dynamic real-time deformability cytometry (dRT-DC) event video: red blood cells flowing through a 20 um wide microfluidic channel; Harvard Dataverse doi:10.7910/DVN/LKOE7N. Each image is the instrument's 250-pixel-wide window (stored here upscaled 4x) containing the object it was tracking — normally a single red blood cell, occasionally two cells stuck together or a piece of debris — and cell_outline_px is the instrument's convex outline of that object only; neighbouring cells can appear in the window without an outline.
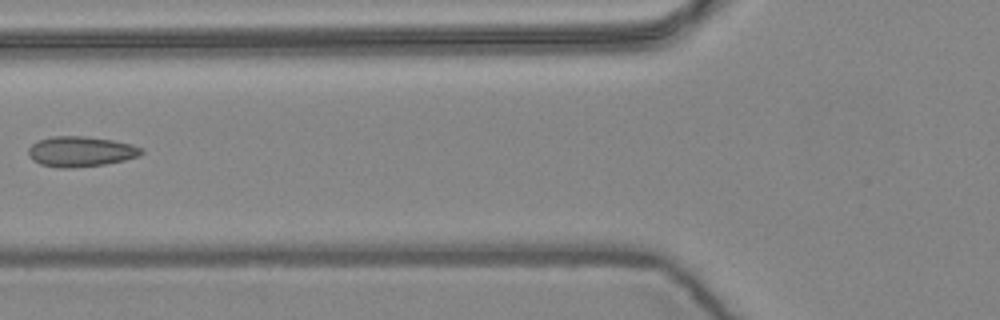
{"species": "common noctule bat (a hibernating species)", "species_latin": "Nyctalus noctula", "temperature_condition": "warm", "stored_images_in_passage": 6, "camera_frame_rate_fps": 3000, "um_per_image_px": 0.085, "animal": {"sex": "female", "body_mass_g": 24.6, "forearm_length_mm": 56.2}, "frame": {"image": 1, "passage_image": 5, "time_ms": 1.333, "image_size_px": [1000, 320], "cell_outline_px": [[144, 152], [140, 156], [124, 160], [104, 164], [68, 168], [60, 168], [40, 164], [32, 160], [28, 156], [28, 148], [36, 140], [52, 136], [84, 136], [112, 140], [132, 144], [144, 148]], "centroid_in_image_um": [6.85, 12.87], "position_along_channel_um": 118.9, "area_um2": 20.11}}
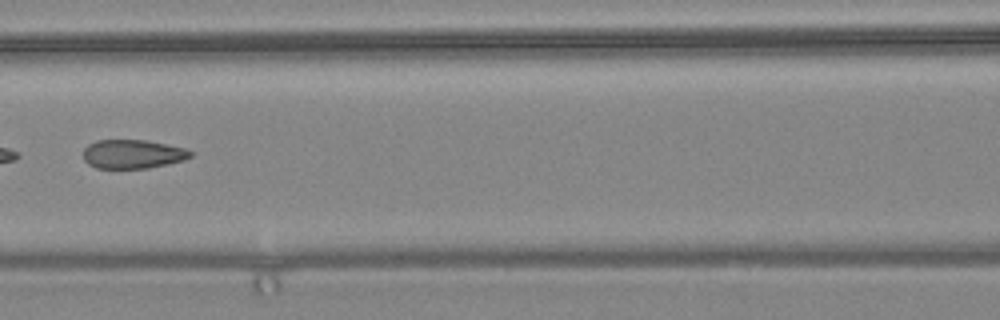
{"frame": {"image": 2, "passage_image": 6, "time_ms": 1.667, "image_size_px": [1000, 320], "cell_outline_px": [[192, 156], [184, 160], [168, 164], [148, 168], [96, 168], [88, 164], [84, 160], [84, 148], [88, 144], [96, 140], [144, 140], [184, 148], [192, 152]], "centroid_in_image_um": [11.25, 13.1], "position_along_channel_um": 155.3, "area_um2": 17.98}}